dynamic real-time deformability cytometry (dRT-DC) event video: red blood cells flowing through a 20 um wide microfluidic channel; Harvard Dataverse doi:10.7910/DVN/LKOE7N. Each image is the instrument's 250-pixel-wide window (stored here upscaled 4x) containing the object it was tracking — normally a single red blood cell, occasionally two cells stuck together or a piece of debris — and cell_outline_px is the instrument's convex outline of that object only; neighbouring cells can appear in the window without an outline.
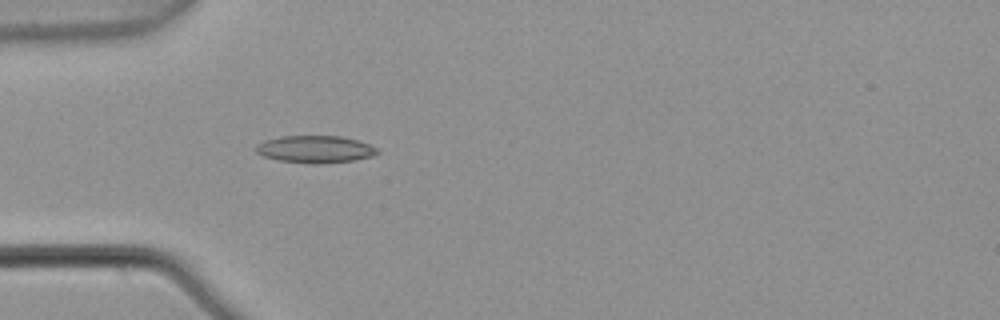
{"species": "common noctule bat (a hibernating species)", "species_latin": "Nyctalus noctula", "temperature_condition": "warm", "stored_images_in_passage": 5, "camera_frame_rate_fps": 3000, "um_per_image_px": 0.085, "animal": {"sex": "male", "body_mass_g": 21.5, "forearm_length_mm": 52.0}, "frame": {"image": 1, "passage_image": 5, "time_ms": 1.333, "image_size_px": [1000, 320], "cell_outline_px": [[380, 152], [372, 156], [352, 160], [320, 164], [312, 164], [280, 160], [264, 156], [256, 152], [256, 144], [264, 140], [280, 136], [340, 136], [356, 140], [368, 144], [376, 148]], "centroid_in_image_um": [26.76, 12.68], "position_along_channel_um": 58.2, "area_um2": 19.13}}